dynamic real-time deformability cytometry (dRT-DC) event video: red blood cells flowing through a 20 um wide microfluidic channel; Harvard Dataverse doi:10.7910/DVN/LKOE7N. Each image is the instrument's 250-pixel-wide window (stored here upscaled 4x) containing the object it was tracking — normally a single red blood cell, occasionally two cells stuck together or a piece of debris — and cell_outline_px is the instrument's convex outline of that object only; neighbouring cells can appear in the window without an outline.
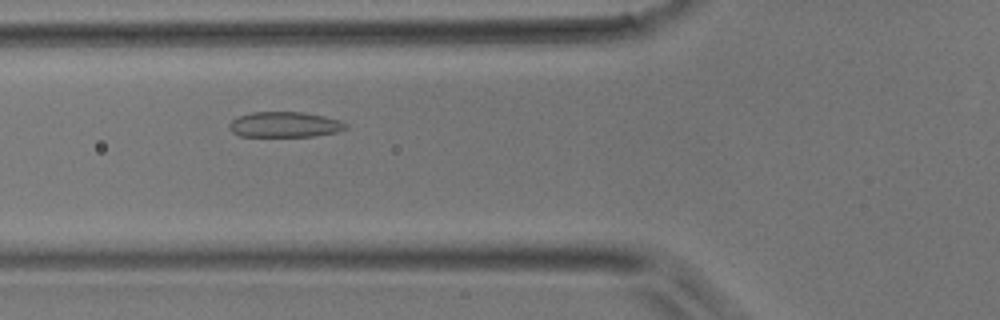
{"species": "common noctule bat (a hibernating species)", "species_latin": "Nyctalus noctula", "temperature_condition": "room temperature", "stored_images_in_passage": 44, "camera_frame_rate_fps": 3000, "um_per_image_px": 0.085, "animal": {"sex": "male", "body_mass_g": 17.9}, "frame": {"image": 1, "passage_image": 13, "time_ms": 4.0, "image_size_px": [1000, 320], "cell_outline_px": [[348, 128], [336, 132], [316, 136], [240, 136], [232, 132], [228, 128], [228, 124], [232, 120], [240, 116], [252, 112], [304, 112], [324, 116], [340, 120], [348, 124]], "centroid_in_image_um": [24.22, 10.59], "position_along_channel_um": 101.6, "area_um2": 17.34}}
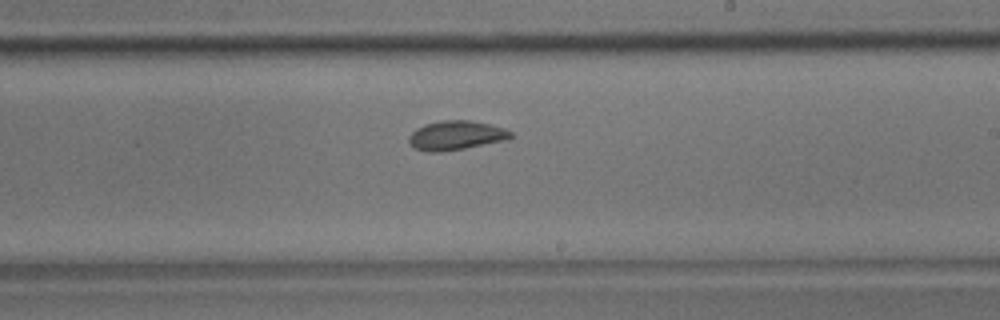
{"frame": {"image": 2, "passage_image": 24, "time_ms": 7.667, "image_size_px": [1000, 320], "cell_outline_px": [[512, 136], [508, 140], [464, 148], [440, 152], [424, 152], [416, 148], [408, 140], [408, 136], [416, 128], [424, 124], [440, 120], [468, 120], [488, 124], [504, 128], [512, 132]], "centroid_in_image_um": [38.75, 11.5], "position_along_channel_um": 250.3, "area_um2": 17.34}}
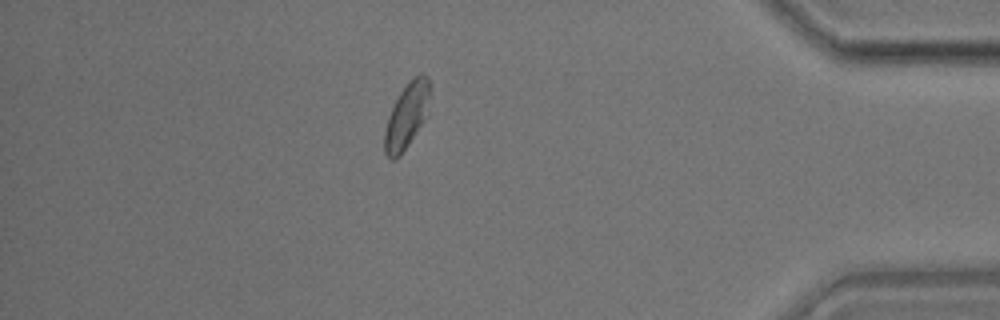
{"frame": {"image": 3, "passage_image": 38, "time_ms": 12.333, "image_size_px": [1000, 320], "cell_outline_px": [[428, 116], [400, 156], [396, 160], [392, 160], [384, 152], [384, 132], [388, 116], [400, 92], [412, 76], [420, 72], [424, 72], [428, 76]], "centroid_in_image_um": [34.57, 9.83], "position_along_channel_um": 400.6, "area_um2": 17.34}}